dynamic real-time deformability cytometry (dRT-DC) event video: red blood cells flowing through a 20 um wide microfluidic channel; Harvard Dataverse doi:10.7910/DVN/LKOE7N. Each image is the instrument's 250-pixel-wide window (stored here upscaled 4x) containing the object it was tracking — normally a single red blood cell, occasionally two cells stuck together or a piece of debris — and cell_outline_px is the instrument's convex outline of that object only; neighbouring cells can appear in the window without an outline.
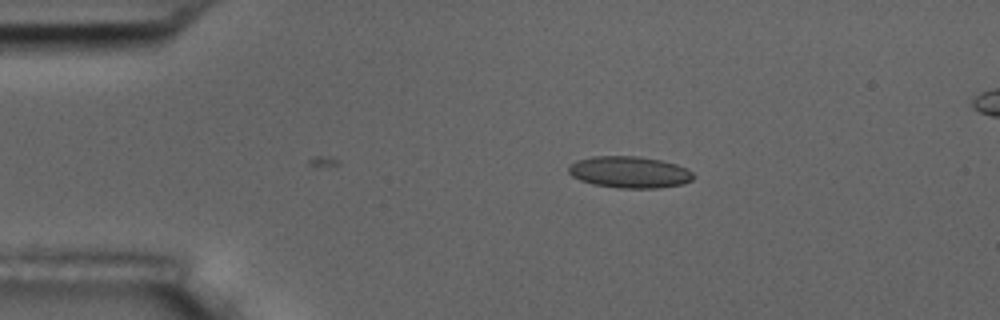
{"species": "common noctule bat (a hibernating species)", "species_latin": "Nyctalus noctula", "temperature_condition": "room temperature", "stored_images_in_passage": 43, "camera_frame_rate_fps": 3000, "um_per_image_px": 0.085, "animal": {"sex": "male", "body_mass_g": 17.5, "forearm_length_mm": 52.3}, "frame": {"image": 1, "passage_image": 1, "time_ms": 0.0, "image_size_px": [1000, 320], "cell_outline_px": [[696, 176], [692, 180], [684, 184], [656, 188], [620, 188], [592, 184], [580, 180], [572, 176], [568, 172], [568, 168], [576, 160], [592, 156], [640, 156], [660, 160], [676, 164], [688, 168]], "centroid_in_image_um": [53.53, 14.63], "position_along_channel_um": 31.5, "area_um2": 23.18}}
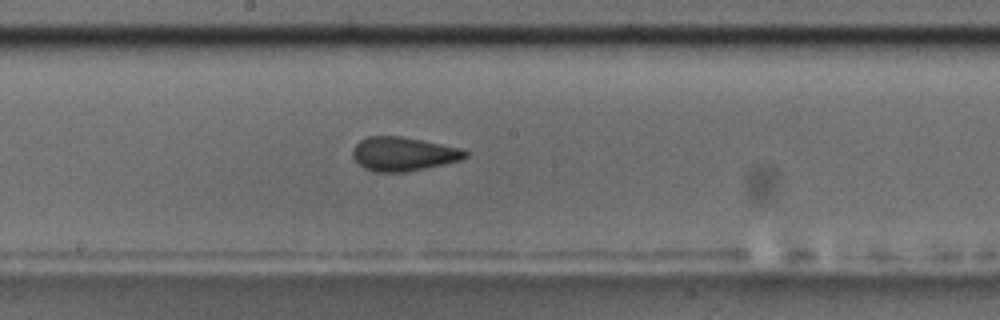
{"frame": {"image": 2, "passage_image": 20, "time_ms": 6.333, "image_size_px": [1000, 320], "cell_outline_px": [[468, 156], [460, 160], [404, 172], [376, 172], [364, 168], [352, 156], [352, 152], [356, 144], [360, 140], [368, 136], [400, 136], [460, 148], [468, 152]], "centroid_in_image_um": [34.25, 13.08], "position_along_channel_um": 214.0, "area_um2": 21.85}}
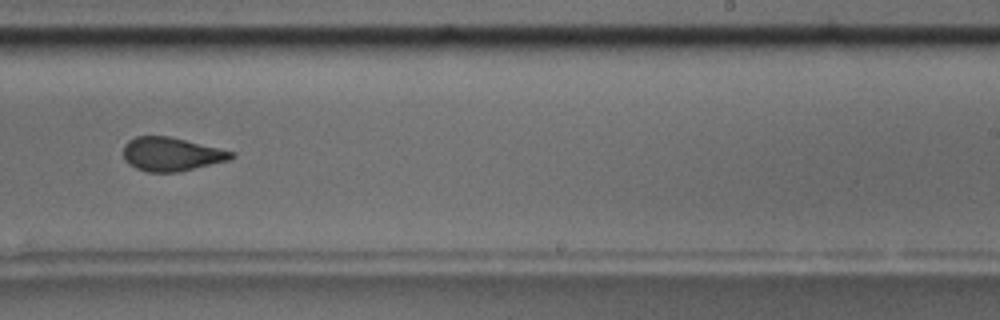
{"frame": {"image": 3, "passage_image": 25, "time_ms": 8.0, "image_size_px": [1000, 320], "cell_outline_px": [[236, 156], [228, 160], [176, 172], [148, 172], [136, 168], [128, 164], [124, 160], [124, 144], [128, 140], [136, 136], [168, 136], [236, 152]], "centroid_in_image_um": [14.54, 13.1], "position_along_channel_um": 274.5, "area_um2": 21.04}, "authors_computed_cell_mechanics": {"area_um2": 21.2126, "velocity_mm_per_s": 3.6398, "shape_relaxation_time_tau1_ms": 5.9333, "shape_relaxation_time_tau2_ms": 1.9115, "deformation_change_tau1": 0.1522, "deformation_change_tau2": 0.0825}}